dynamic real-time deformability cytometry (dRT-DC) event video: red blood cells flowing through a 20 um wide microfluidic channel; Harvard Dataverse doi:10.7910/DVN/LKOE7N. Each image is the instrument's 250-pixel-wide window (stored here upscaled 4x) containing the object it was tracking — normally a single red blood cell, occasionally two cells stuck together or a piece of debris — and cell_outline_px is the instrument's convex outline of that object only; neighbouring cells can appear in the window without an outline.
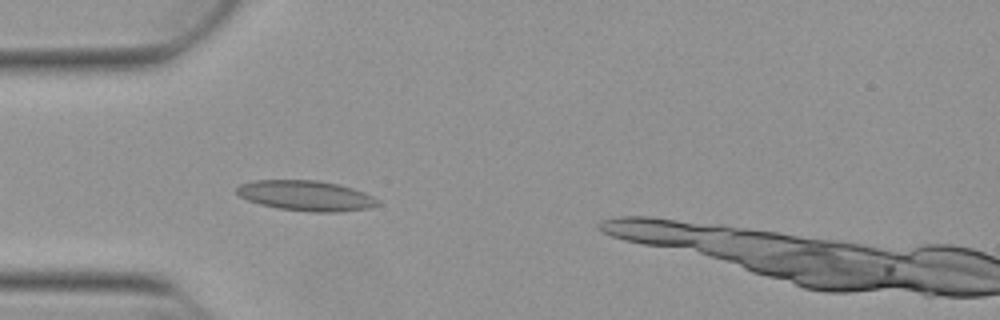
{"species": "Egyptian fruit bat (a non-hibernating species)", "species_latin": "Rousettus aegyptiacus", "temperature_condition": "warm", "stored_images_in_passage": 36, "camera_frame_rate_fps": 3000, "um_per_image_px": 0.085, "animal": {"sex": "female"}, "frame": {"image": 1, "passage_image": 5, "time_ms": 1.333, "image_size_px": [1000, 320], "cell_outline_px": [[380, 204], [368, 208], [340, 212], [312, 212], [276, 208], [260, 204], [248, 200], [240, 196], [236, 192], [236, 188], [240, 184], [256, 180], [316, 180], [340, 184], [364, 192], [380, 200]], "centroid_in_image_um": [26.02, 16.63], "position_along_channel_um": 59.0, "area_um2": 24.97}}
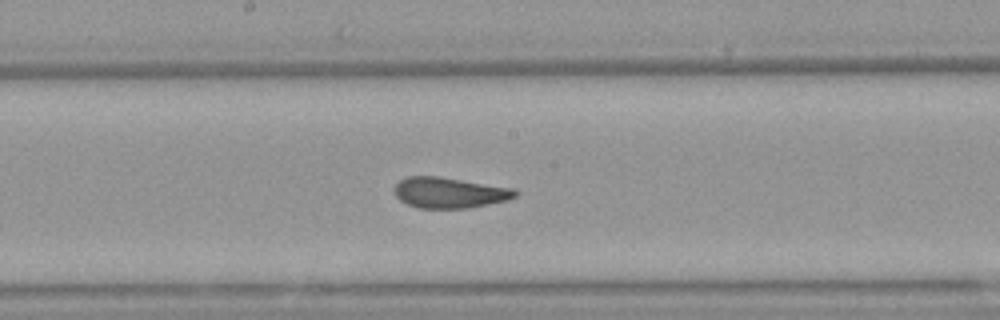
{"frame": {"image": 2, "passage_image": 17, "time_ms": 5.333, "image_size_px": [1000, 320], "cell_outline_px": [[520, 192], [516, 196], [508, 200], [468, 208], [420, 208], [408, 204], [400, 200], [396, 196], [396, 184], [400, 180], [408, 176], [440, 176], [516, 188]], "centroid_in_image_um": [38.27, 16.37], "position_along_channel_um": 209.9, "area_um2": 21.73}}
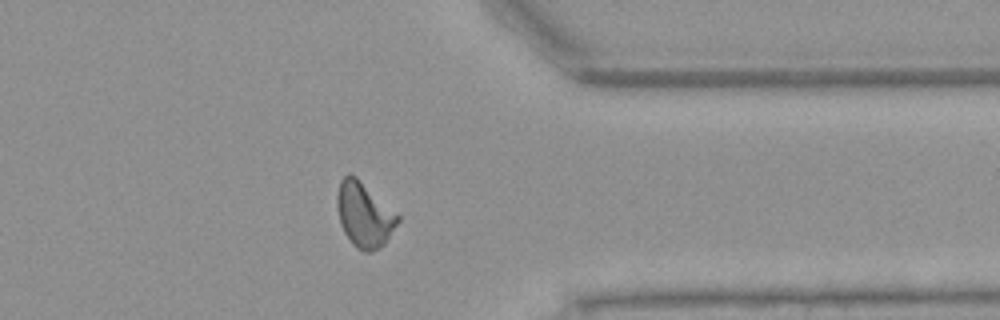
{"frame": {"image": 3, "passage_image": 31, "time_ms": 10.0, "image_size_px": [1000, 320], "cell_outline_px": [[400, 220], [384, 244], [380, 248], [372, 252], [364, 252], [356, 248], [352, 244], [344, 232], [340, 224], [336, 204], [336, 196], [340, 180], [348, 172], [356, 176], [400, 216]], "centroid_in_image_um": [30.94, 18.25], "position_along_channel_um": 380.5, "area_um2": 23.06}, "authors_computed_cell_mechanics": {"area_um2": 22.1085, "velocity_mm_per_s": 3.8541, "shape_relaxation_time_tau1_ms": 9.8032, "shape_relaxation_time_tau2_ms": 1.1381, "deformation_change_tau1": 0.2096, "deformation_change_tau2": 0.0743}}